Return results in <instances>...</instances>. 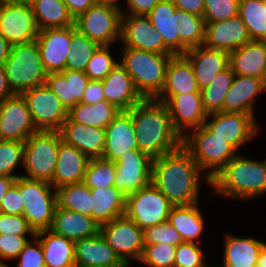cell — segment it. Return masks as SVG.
<instances>
[{
	"label": "cell",
	"instance_id": "cell-63",
	"mask_svg": "<svg viewBox=\"0 0 266 267\" xmlns=\"http://www.w3.org/2000/svg\"><path fill=\"white\" fill-rule=\"evenodd\" d=\"M258 264L261 265L262 267H266V244L263 246L260 252Z\"/></svg>",
	"mask_w": 266,
	"mask_h": 267
},
{
	"label": "cell",
	"instance_id": "cell-45",
	"mask_svg": "<svg viewBox=\"0 0 266 267\" xmlns=\"http://www.w3.org/2000/svg\"><path fill=\"white\" fill-rule=\"evenodd\" d=\"M110 47L112 46L101 45L88 61L84 72L90 80H103L119 63Z\"/></svg>",
	"mask_w": 266,
	"mask_h": 267
},
{
	"label": "cell",
	"instance_id": "cell-11",
	"mask_svg": "<svg viewBox=\"0 0 266 267\" xmlns=\"http://www.w3.org/2000/svg\"><path fill=\"white\" fill-rule=\"evenodd\" d=\"M121 10L103 4H94L74 19L75 27L100 45L120 42Z\"/></svg>",
	"mask_w": 266,
	"mask_h": 267
},
{
	"label": "cell",
	"instance_id": "cell-22",
	"mask_svg": "<svg viewBox=\"0 0 266 267\" xmlns=\"http://www.w3.org/2000/svg\"><path fill=\"white\" fill-rule=\"evenodd\" d=\"M251 41L243 20L237 15L233 18L205 23L204 46L232 52Z\"/></svg>",
	"mask_w": 266,
	"mask_h": 267
},
{
	"label": "cell",
	"instance_id": "cell-58",
	"mask_svg": "<svg viewBox=\"0 0 266 267\" xmlns=\"http://www.w3.org/2000/svg\"><path fill=\"white\" fill-rule=\"evenodd\" d=\"M13 95L14 93L9 86L4 67L0 66V102L12 97Z\"/></svg>",
	"mask_w": 266,
	"mask_h": 267
},
{
	"label": "cell",
	"instance_id": "cell-9",
	"mask_svg": "<svg viewBox=\"0 0 266 267\" xmlns=\"http://www.w3.org/2000/svg\"><path fill=\"white\" fill-rule=\"evenodd\" d=\"M23 199V216L34 232L50 229L57 207L55 188L51 183L17 177Z\"/></svg>",
	"mask_w": 266,
	"mask_h": 267
},
{
	"label": "cell",
	"instance_id": "cell-24",
	"mask_svg": "<svg viewBox=\"0 0 266 267\" xmlns=\"http://www.w3.org/2000/svg\"><path fill=\"white\" fill-rule=\"evenodd\" d=\"M105 101L116 105L122 111H129L145 98L136 89L132 77L119 62L101 80Z\"/></svg>",
	"mask_w": 266,
	"mask_h": 267
},
{
	"label": "cell",
	"instance_id": "cell-17",
	"mask_svg": "<svg viewBox=\"0 0 266 267\" xmlns=\"http://www.w3.org/2000/svg\"><path fill=\"white\" fill-rule=\"evenodd\" d=\"M36 132L38 130L22 95L14 94L0 102V140L24 142Z\"/></svg>",
	"mask_w": 266,
	"mask_h": 267
},
{
	"label": "cell",
	"instance_id": "cell-12",
	"mask_svg": "<svg viewBox=\"0 0 266 267\" xmlns=\"http://www.w3.org/2000/svg\"><path fill=\"white\" fill-rule=\"evenodd\" d=\"M100 233L119 258L132 267L144 250L143 230L125 215L102 224Z\"/></svg>",
	"mask_w": 266,
	"mask_h": 267
},
{
	"label": "cell",
	"instance_id": "cell-34",
	"mask_svg": "<svg viewBox=\"0 0 266 267\" xmlns=\"http://www.w3.org/2000/svg\"><path fill=\"white\" fill-rule=\"evenodd\" d=\"M201 93L194 70L184 55H173L167 65L165 83L159 94Z\"/></svg>",
	"mask_w": 266,
	"mask_h": 267
},
{
	"label": "cell",
	"instance_id": "cell-36",
	"mask_svg": "<svg viewBox=\"0 0 266 267\" xmlns=\"http://www.w3.org/2000/svg\"><path fill=\"white\" fill-rule=\"evenodd\" d=\"M44 252L45 267H76L75 242L51 230L36 232Z\"/></svg>",
	"mask_w": 266,
	"mask_h": 267
},
{
	"label": "cell",
	"instance_id": "cell-25",
	"mask_svg": "<svg viewBox=\"0 0 266 267\" xmlns=\"http://www.w3.org/2000/svg\"><path fill=\"white\" fill-rule=\"evenodd\" d=\"M76 267H128L101 233L75 241Z\"/></svg>",
	"mask_w": 266,
	"mask_h": 267
},
{
	"label": "cell",
	"instance_id": "cell-28",
	"mask_svg": "<svg viewBox=\"0 0 266 267\" xmlns=\"http://www.w3.org/2000/svg\"><path fill=\"white\" fill-rule=\"evenodd\" d=\"M60 133L63 141L76 147L89 158L102 157L105 149V129L79 124L67 118Z\"/></svg>",
	"mask_w": 266,
	"mask_h": 267
},
{
	"label": "cell",
	"instance_id": "cell-26",
	"mask_svg": "<svg viewBox=\"0 0 266 267\" xmlns=\"http://www.w3.org/2000/svg\"><path fill=\"white\" fill-rule=\"evenodd\" d=\"M184 56L193 67L200 90L207 87L218 73L230 66L229 52L204 45L188 49Z\"/></svg>",
	"mask_w": 266,
	"mask_h": 267
},
{
	"label": "cell",
	"instance_id": "cell-6",
	"mask_svg": "<svg viewBox=\"0 0 266 267\" xmlns=\"http://www.w3.org/2000/svg\"><path fill=\"white\" fill-rule=\"evenodd\" d=\"M3 67L14 94L22 95L33 87L46 84L47 72L36 40L11 45Z\"/></svg>",
	"mask_w": 266,
	"mask_h": 267
},
{
	"label": "cell",
	"instance_id": "cell-39",
	"mask_svg": "<svg viewBox=\"0 0 266 267\" xmlns=\"http://www.w3.org/2000/svg\"><path fill=\"white\" fill-rule=\"evenodd\" d=\"M56 208L79 212L91 217L92 191L83 182L55 188Z\"/></svg>",
	"mask_w": 266,
	"mask_h": 267
},
{
	"label": "cell",
	"instance_id": "cell-51",
	"mask_svg": "<svg viewBox=\"0 0 266 267\" xmlns=\"http://www.w3.org/2000/svg\"><path fill=\"white\" fill-rule=\"evenodd\" d=\"M0 234L29 236L31 239L36 233L23 215L0 213Z\"/></svg>",
	"mask_w": 266,
	"mask_h": 267
},
{
	"label": "cell",
	"instance_id": "cell-57",
	"mask_svg": "<svg viewBox=\"0 0 266 267\" xmlns=\"http://www.w3.org/2000/svg\"><path fill=\"white\" fill-rule=\"evenodd\" d=\"M67 6L69 14L76 19L80 14L86 12L92 7L95 2L94 0H63Z\"/></svg>",
	"mask_w": 266,
	"mask_h": 267
},
{
	"label": "cell",
	"instance_id": "cell-8",
	"mask_svg": "<svg viewBox=\"0 0 266 267\" xmlns=\"http://www.w3.org/2000/svg\"><path fill=\"white\" fill-rule=\"evenodd\" d=\"M60 131H38L24 141L23 177L51 183L57 162Z\"/></svg>",
	"mask_w": 266,
	"mask_h": 267
},
{
	"label": "cell",
	"instance_id": "cell-18",
	"mask_svg": "<svg viewBox=\"0 0 266 267\" xmlns=\"http://www.w3.org/2000/svg\"><path fill=\"white\" fill-rule=\"evenodd\" d=\"M120 44L122 47L173 54L147 16L121 15Z\"/></svg>",
	"mask_w": 266,
	"mask_h": 267
},
{
	"label": "cell",
	"instance_id": "cell-65",
	"mask_svg": "<svg viewBox=\"0 0 266 267\" xmlns=\"http://www.w3.org/2000/svg\"><path fill=\"white\" fill-rule=\"evenodd\" d=\"M220 265H218V266L216 264L215 265L214 264L213 265H211V264L208 265V263H206L204 267H225L223 264H220Z\"/></svg>",
	"mask_w": 266,
	"mask_h": 267
},
{
	"label": "cell",
	"instance_id": "cell-19",
	"mask_svg": "<svg viewBox=\"0 0 266 267\" xmlns=\"http://www.w3.org/2000/svg\"><path fill=\"white\" fill-rule=\"evenodd\" d=\"M38 32L31 6L0 2V33L11 45L36 40Z\"/></svg>",
	"mask_w": 266,
	"mask_h": 267
},
{
	"label": "cell",
	"instance_id": "cell-40",
	"mask_svg": "<svg viewBox=\"0 0 266 267\" xmlns=\"http://www.w3.org/2000/svg\"><path fill=\"white\" fill-rule=\"evenodd\" d=\"M238 16L251 40L266 41V3L263 0H240Z\"/></svg>",
	"mask_w": 266,
	"mask_h": 267
},
{
	"label": "cell",
	"instance_id": "cell-5",
	"mask_svg": "<svg viewBox=\"0 0 266 267\" xmlns=\"http://www.w3.org/2000/svg\"><path fill=\"white\" fill-rule=\"evenodd\" d=\"M119 62L132 77L145 99H154L163 89L167 65L174 54L154 53L121 47Z\"/></svg>",
	"mask_w": 266,
	"mask_h": 267
},
{
	"label": "cell",
	"instance_id": "cell-15",
	"mask_svg": "<svg viewBox=\"0 0 266 267\" xmlns=\"http://www.w3.org/2000/svg\"><path fill=\"white\" fill-rule=\"evenodd\" d=\"M154 99L167 106L172 124L182 137L202 126L208 116L201 93L158 94Z\"/></svg>",
	"mask_w": 266,
	"mask_h": 267
},
{
	"label": "cell",
	"instance_id": "cell-21",
	"mask_svg": "<svg viewBox=\"0 0 266 267\" xmlns=\"http://www.w3.org/2000/svg\"><path fill=\"white\" fill-rule=\"evenodd\" d=\"M138 149L132 109L121 111L105 128V149L102 158L116 162L128 150Z\"/></svg>",
	"mask_w": 266,
	"mask_h": 267
},
{
	"label": "cell",
	"instance_id": "cell-38",
	"mask_svg": "<svg viewBox=\"0 0 266 267\" xmlns=\"http://www.w3.org/2000/svg\"><path fill=\"white\" fill-rule=\"evenodd\" d=\"M31 8L39 31L74 25V19L63 0H35Z\"/></svg>",
	"mask_w": 266,
	"mask_h": 267
},
{
	"label": "cell",
	"instance_id": "cell-1",
	"mask_svg": "<svg viewBox=\"0 0 266 267\" xmlns=\"http://www.w3.org/2000/svg\"><path fill=\"white\" fill-rule=\"evenodd\" d=\"M210 182L211 179L200 169L192 154L183 145L153 159L151 183L173 206L199 203L202 184L210 187Z\"/></svg>",
	"mask_w": 266,
	"mask_h": 267
},
{
	"label": "cell",
	"instance_id": "cell-14",
	"mask_svg": "<svg viewBox=\"0 0 266 267\" xmlns=\"http://www.w3.org/2000/svg\"><path fill=\"white\" fill-rule=\"evenodd\" d=\"M32 120L38 131H60L68 118V109L46 85L24 92Z\"/></svg>",
	"mask_w": 266,
	"mask_h": 267
},
{
	"label": "cell",
	"instance_id": "cell-27",
	"mask_svg": "<svg viewBox=\"0 0 266 267\" xmlns=\"http://www.w3.org/2000/svg\"><path fill=\"white\" fill-rule=\"evenodd\" d=\"M90 158L61 140L51 184L54 188L83 182Z\"/></svg>",
	"mask_w": 266,
	"mask_h": 267
},
{
	"label": "cell",
	"instance_id": "cell-20",
	"mask_svg": "<svg viewBox=\"0 0 266 267\" xmlns=\"http://www.w3.org/2000/svg\"><path fill=\"white\" fill-rule=\"evenodd\" d=\"M36 43L40 50L44 70L47 73L64 71L68 54L71 51L72 26L40 30Z\"/></svg>",
	"mask_w": 266,
	"mask_h": 267
},
{
	"label": "cell",
	"instance_id": "cell-46",
	"mask_svg": "<svg viewBox=\"0 0 266 267\" xmlns=\"http://www.w3.org/2000/svg\"><path fill=\"white\" fill-rule=\"evenodd\" d=\"M176 248V245L168 243L145 245L138 263L148 267H174Z\"/></svg>",
	"mask_w": 266,
	"mask_h": 267
},
{
	"label": "cell",
	"instance_id": "cell-43",
	"mask_svg": "<svg viewBox=\"0 0 266 267\" xmlns=\"http://www.w3.org/2000/svg\"><path fill=\"white\" fill-rule=\"evenodd\" d=\"M116 165L111 160L102 157L90 158L83 183L90 189L114 186Z\"/></svg>",
	"mask_w": 266,
	"mask_h": 267
},
{
	"label": "cell",
	"instance_id": "cell-61",
	"mask_svg": "<svg viewBox=\"0 0 266 267\" xmlns=\"http://www.w3.org/2000/svg\"><path fill=\"white\" fill-rule=\"evenodd\" d=\"M95 4H103V5H110L113 6L119 10H122L124 6H122V4H120L121 0H94Z\"/></svg>",
	"mask_w": 266,
	"mask_h": 267
},
{
	"label": "cell",
	"instance_id": "cell-4",
	"mask_svg": "<svg viewBox=\"0 0 266 267\" xmlns=\"http://www.w3.org/2000/svg\"><path fill=\"white\" fill-rule=\"evenodd\" d=\"M147 17L174 55L204 44V18L176 8L172 0H160Z\"/></svg>",
	"mask_w": 266,
	"mask_h": 267
},
{
	"label": "cell",
	"instance_id": "cell-50",
	"mask_svg": "<svg viewBox=\"0 0 266 267\" xmlns=\"http://www.w3.org/2000/svg\"><path fill=\"white\" fill-rule=\"evenodd\" d=\"M15 267H45L44 252L40 240L34 236L24 245Z\"/></svg>",
	"mask_w": 266,
	"mask_h": 267
},
{
	"label": "cell",
	"instance_id": "cell-56",
	"mask_svg": "<svg viewBox=\"0 0 266 267\" xmlns=\"http://www.w3.org/2000/svg\"><path fill=\"white\" fill-rule=\"evenodd\" d=\"M176 8L203 17L204 0H172Z\"/></svg>",
	"mask_w": 266,
	"mask_h": 267
},
{
	"label": "cell",
	"instance_id": "cell-32",
	"mask_svg": "<svg viewBox=\"0 0 266 267\" xmlns=\"http://www.w3.org/2000/svg\"><path fill=\"white\" fill-rule=\"evenodd\" d=\"M99 225L92 217L79 212L56 208L49 230L71 241L95 236L100 233Z\"/></svg>",
	"mask_w": 266,
	"mask_h": 267
},
{
	"label": "cell",
	"instance_id": "cell-64",
	"mask_svg": "<svg viewBox=\"0 0 266 267\" xmlns=\"http://www.w3.org/2000/svg\"><path fill=\"white\" fill-rule=\"evenodd\" d=\"M0 267H11V266L8 265L4 260L0 259Z\"/></svg>",
	"mask_w": 266,
	"mask_h": 267
},
{
	"label": "cell",
	"instance_id": "cell-52",
	"mask_svg": "<svg viewBox=\"0 0 266 267\" xmlns=\"http://www.w3.org/2000/svg\"><path fill=\"white\" fill-rule=\"evenodd\" d=\"M28 240V236L0 234V259L14 262Z\"/></svg>",
	"mask_w": 266,
	"mask_h": 267
},
{
	"label": "cell",
	"instance_id": "cell-10",
	"mask_svg": "<svg viewBox=\"0 0 266 267\" xmlns=\"http://www.w3.org/2000/svg\"><path fill=\"white\" fill-rule=\"evenodd\" d=\"M173 205L150 183L126 197L125 216L142 230L168 221Z\"/></svg>",
	"mask_w": 266,
	"mask_h": 267
},
{
	"label": "cell",
	"instance_id": "cell-41",
	"mask_svg": "<svg viewBox=\"0 0 266 267\" xmlns=\"http://www.w3.org/2000/svg\"><path fill=\"white\" fill-rule=\"evenodd\" d=\"M235 74L229 66L224 71L217 74L211 83L200 90L203 107L207 114L223 112L225 96L233 83Z\"/></svg>",
	"mask_w": 266,
	"mask_h": 267
},
{
	"label": "cell",
	"instance_id": "cell-54",
	"mask_svg": "<svg viewBox=\"0 0 266 267\" xmlns=\"http://www.w3.org/2000/svg\"><path fill=\"white\" fill-rule=\"evenodd\" d=\"M160 0H126L122 15L147 16Z\"/></svg>",
	"mask_w": 266,
	"mask_h": 267
},
{
	"label": "cell",
	"instance_id": "cell-37",
	"mask_svg": "<svg viewBox=\"0 0 266 267\" xmlns=\"http://www.w3.org/2000/svg\"><path fill=\"white\" fill-rule=\"evenodd\" d=\"M121 111L116 105L105 100L94 105L79 102L69 109L68 118L79 124L105 129Z\"/></svg>",
	"mask_w": 266,
	"mask_h": 267
},
{
	"label": "cell",
	"instance_id": "cell-7",
	"mask_svg": "<svg viewBox=\"0 0 266 267\" xmlns=\"http://www.w3.org/2000/svg\"><path fill=\"white\" fill-rule=\"evenodd\" d=\"M183 146L192 154L197 165L210 179L240 153L204 124L190 130L183 137Z\"/></svg>",
	"mask_w": 266,
	"mask_h": 267
},
{
	"label": "cell",
	"instance_id": "cell-60",
	"mask_svg": "<svg viewBox=\"0 0 266 267\" xmlns=\"http://www.w3.org/2000/svg\"><path fill=\"white\" fill-rule=\"evenodd\" d=\"M17 177L0 176V202L10 187L15 183Z\"/></svg>",
	"mask_w": 266,
	"mask_h": 267
},
{
	"label": "cell",
	"instance_id": "cell-47",
	"mask_svg": "<svg viewBox=\"0 0 266 267\" xmlns=\"http://www.w3.org/2000/svg\"><path fill=\"white\" fill-rule=\"evenodd\" d=\"M240 0H204L205 23L224 21L238 15Z\"/></svg>",
	"mask_w": 266,
	"mask_h": 267
},
{
	"label": "cell",
	"instance_id": "cell-55",
	"mask_svg": "<svg viewBox=\"0 0 266 267\" xmlns=\"http://www.w3.org/2000/svg\"><path fill=\"white\" fill-rule=\"evenodd\" d=\"M105 100L103 84L101 80H90L82 97V103L94 105Z\"/></svg>",
	"mask_w": 266,
	"mask_h": 267
},
{
	"label": "cell",
	"instance_id": "cell-44",
	"mask_svg": "<svg viewBox=\"0 0 266 267\" xmlns=\"http://www.w3.org/2000/svg\"><path fill=\"white\" fill-rule=\"evenodd\" d=\"M24 142L0 140V176L19 177L17 167H23Z\"/></svg>",
	"mask_w": 266,
	"mask_h": 267
},
{
	"label": "cell",
	"instance_id": "cell-35",
	"mask_svg": "<svg viewBox=\"0 0 266 267\" xmlns=\"http://www.w3.org/2000/svg\"><path fill=\"white\" fill-rule=\"evenodd\" d=\"M92 191L91 217L99 224L108 223L125 215L126 196L115 186Z\"/></svg>",
	"mask_w": 266,
	"mask_h": 267
},
{
	"label": "cell",
	"instance_id": "cell-29",
	"mask_svg": "<svg viewBox=\"0 0 266 267\" xmlns=\"http://www.w3.org/2000/svg\"><path fill=\"white\" fill-rule=\"evenodd\" d=\"M235 75L261 78L266 82V41L251 40L229 53Z\"/></svg>",
	"mask_w": 266,
	"mask_h": 267
},
{
	"label": "cell",
	"instance_id": "cell-53",
	"mask_svg": "<svg viewBox=\"0 0 266 267\" xmlns=\"http://www.w3.org/2000/svg\"><path fill=\"white\" fill-rule=\"evenodd\" d=\"M23 199L19 187L14 183L0 202V213L23 215Z\"/></svg>",
	"mask_w": 266,
	"mask_h": 267
},
{
	"label": "cell",
	"instance_id": "cell-30",
	"mask_svg": "<svg viewBox=\"0 0 266 267\" xmlns=\"http://www.w3.org/2000/svg\"><path fill=\"white\" fill-rule=\"evenodd\" d=\"M222 264L225 267H254L266 241L225 233Z\"/></svg>",
	"mask_w": 266,
	"mask_h": 267
},
{
	"label": "cell",
	"instance_id": "cell-3",
	"mask_svg": "<svg viewBox=\"0 0 266 267\" xmlns=\"http://www.w3.org/2000/svg\"><path fill=\"white\" fill-rule=\"evenodd\" d=\"M210 187L211 196L244 203L263 197L266 193V158L257 160L239 153L213 176Z\"/></svg>",
	"mask_w": 266,
	"mask_h": 267
},
{
	"label": "cell",
	"instance_id": "cell-2",
	"mask_svg": "<svg viewBox=\"0 0 266 267\" xmlns=\"http://www.w3.org/2000/svg\"><path fill=\"white\" fill-rule=\"evenodd\" d=\"M138 150L155 159L183 145L167 106L156 99H144L132 108Z\"/></svg>",
	"mask_w": 266,
	"mask_h": 267
},
{
	"label": "cell",
	"instance_id": "cell-13",
	"mask_svg": "<svg viewBox=\"0 0 266 267\" xmlns=\"http://www.w3.org/2000/svg\"><path fill=\"white\" fill-rule=\"evenodd\" d=\"M256 118L239 112H214L208 114L204 125L239 152L260 134L261 126Z\"/></svg>",
	"mask_w": 266,
	"mask_h": 267
},
{
	"label": "cell",
	"instance_id": "cell-49",
	"mask_svg": "<svg viewBox=\"0 0 266 267\" xmlns=\"http://www.w3.org/2000/svg\"><path fill=\"white\" fill-rule=\"evenodd\" d=\"M144 245L168 243L178 245L183 242L179 232L167 221L143 230Z\"/></svg>",
	"mask_w": 266,
	"mask_h": 267
},
{
	"label": "cell",
	"instance_id": "cell-42",
	"mask_svg": "<svg viewBox=\"0 0 266 267\" xmlns=\"http://www.w3.org/2000/svg\"><path fill=\"white\" fill-rule=\"evenodd\" d=\"M100 46L73 25L71 51L66 60V70L84 72L88 61Z\"/></svg>",
	"mask_w": 266,
	"mask_h": 267
},
{
	"label": "cell",
	"instance_id": "cell-31",
	"mask_svg": "<svg viewBox=\"0 0 266 267\" xmlns=\"http://www.w3.org/2000/svg\"><path fill=\"white\" fill-rule=\"evenodd\" d=\"M90 79L85 72L64 70L47 73L46 85L69 110L82 102L84 91Z\"/></svg>",
	"mask_w": 266,
	"mask_h": 267
},
{
	"label": "cell",
	"instance_id": "cell-33",
	"mask_svg": "<svg viewBox=\"0 0 266 267\" xmlns=\"http://www.w3.org/2000/svg\"><path fill=\"white\" fill-rule=\"evenodd\" d=\"M200 202L186 206H173L168 222L179 232L183 242L200 244L205 231V217Z\"/></svg>",
	"mask_w": 266,
	"mask_h": 267
},
{
	"label": "cell",
	"instance_id": "cell-66",
	"mask_svg": "<svg viewBox=\"0 0 266 267\" xmlns=\"http://www.w3.org/2000/svg\"><path fill=\"white\" fill-rule=\"evenodd\" d=\"M254 267H262V266L257 263Z\"/></svg>",
	"mask_w": 266,
	"mask_h": 267
},
{
	"label": "cell",
	"instance_id": "cell-23",
	"mask_svg": "<svg viewBox=\"0 0 266 267\" xmlns=\"http://www.w3.org/2000/svg\"><path fill=\"white\" fill-rule=\"evenodd\" d=\"M266 92V82L257 77L235 75L223 103V112H239L256 116L255 101Z\"/></svg>",
	"mask_w": 266,
	"mask_h": 267
},
{
	"label": "cell",
	"instance_id": "cell-48",
	"mask_svg": "<svg viewBox=\"0 0 266 267\" xmlns=\"http://www.w3.org/2000/svg\"><path fill=\"white\" fill-rule=\"evenodd\" d=\"M201 244L182 242L177 245L174 267H204L207 263ZM206 260V261H205Z\"/></svg>",
	"mask_w": 266,
	"mask_h": 267
},
{
	"label": "cell",
	"instance_id": "cell-62",
	"mask_svg": "<svg viewBox=\"0 0 266 267\" xmlns=\"http://www.w3.org/2000/svg\"><path fill=\"white\" fill-rule=\"evenodd\" d=\"M35 0H0V2H7L11 4H20L31 6Z\"/></svg>",
	"mask_w": 266,
	"mask_h": 267
},
{
	"label": "cell",
	"instance_id": "cell-16",
	"mask_svg": "<svg viewBox=\"0 0 266 267\" xmlns=\"http://www.w3.org/2000/svg\"><path fill=\"white\" fill-rule=\"evenodd\" d=\"M153 159L138 149L128 153L115 162L116 177L114 186L126 197L151 183Z\"/></svg>",
	"mask_w": 266,
	"mask_h": 267
},
{
	"label": "cell",
	"instance_id": "cell-59",
	"mask_svg": "<svg viewBox=\"0 0 266 267\" xmlns=\"http://www.w3.org/2000/svg\"><path fill=\"white\" fill-rule=\"evenodd\" d=\"M11 44L0 33V66H3L10 54Z\"/></svg>",
	"mask_w": 266,
	"mask_h": 267
}]
</instances>
